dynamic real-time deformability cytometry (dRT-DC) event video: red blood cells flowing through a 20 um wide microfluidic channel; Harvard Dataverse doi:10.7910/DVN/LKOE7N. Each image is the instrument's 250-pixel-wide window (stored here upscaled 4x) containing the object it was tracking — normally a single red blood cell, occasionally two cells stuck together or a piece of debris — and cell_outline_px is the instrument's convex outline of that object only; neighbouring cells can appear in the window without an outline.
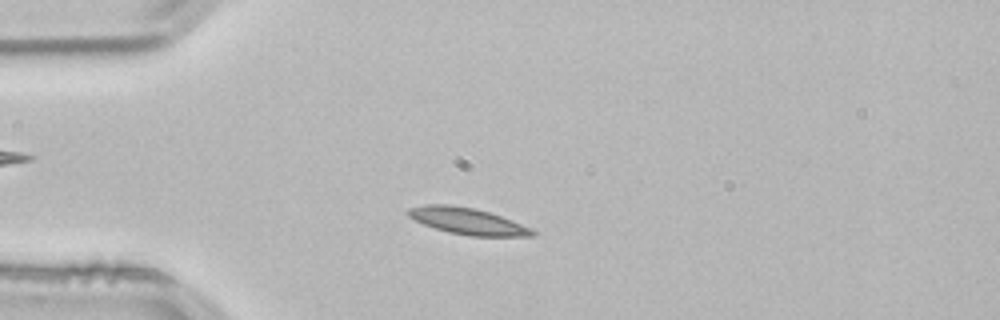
{"species": "common noctule bat (a hibernating species)", "species_latin": "Nyctalus noctula", "temperature_condition": "room temperature", "stored_images_in_passage": 49, "camera_frame_rate_fps": 3000, "um_per_image_px": 0.085, "animal": {"sex": "male", "body_mass_g": 21.5, "forearm_length_mm": 52.0}, "frame": {"image": 1, "passage_image": 9, "time_ms": 2.667, "image_size_px": [1000, 320], "cell_outline_px": [[536, 236], [468, 236], [448, 232], [424, 224], [408, 216], [404, 212], [408, 208], [424, 204], [452, 204], [472, 208], [488, 212], [500, 216], [532, 228], [536, 232]], "centroid_in_image_um": [39.71, 18.79], "position_along_channel_um": 45.3, "area_um2": 19.19}}
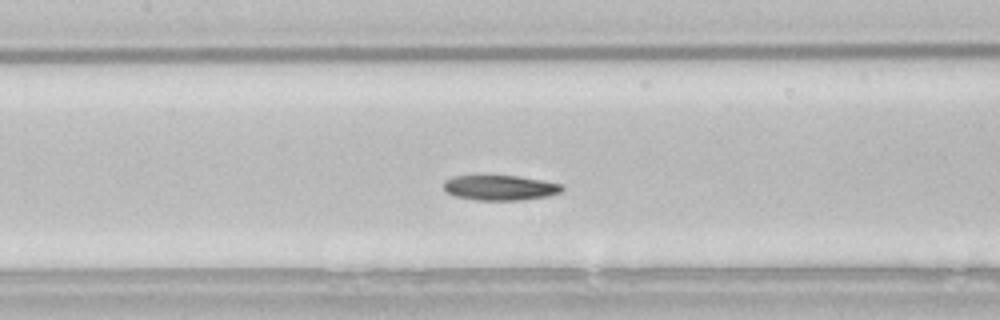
{"frame": {"image": 2, "passage_image": 20, "time_ms": 6.333, "image_size_px": [1000, 320], "cell_outline_px": [[564, 188], [560, 192], [548, 196], [520, 200], [476, 200], [456, 196], [448, 192], [444, 188], [444, 180], [452, 176], [516, 176], [544, 180], [564, 184]], "centroid_in_image_um": [42.54, 15.95], "position_along_channel_um": 164.9, "area_um2": 17.28}}
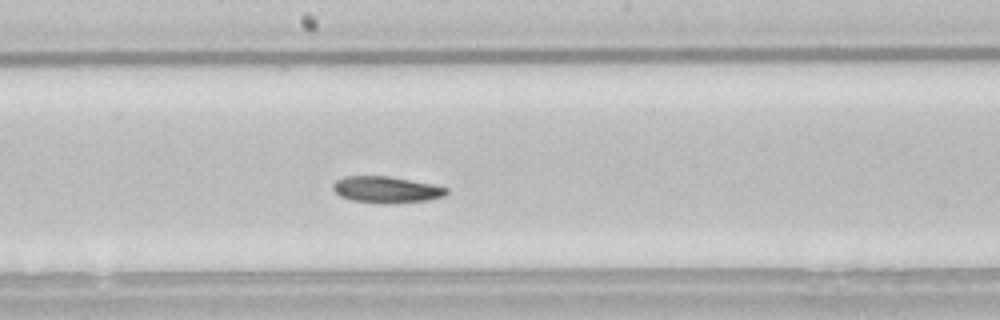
{"frame": {"image": 3, "passage_image": 24, "time_ms": 7.667, "image_size_px": [1000, 320], "cell_outline_px": [[448, 192], [444, 196], [428, 200], [392, 204], [384, 204], [352, 200], [340, 196], [332, 188], [332, 184], [336, 180], [344, 176], [392, 176], [436, 184], [448, 188]], "centroid_in_image_um": [32.87, 16.11], "position_along_channel_um": 215.3, "area_um2": 17.86}, "authors_computed_cell_mechanics": {"area_um2": 18.0336, "velocity_mm_per_s": 3.7886, "shape_relaxation_time_tau1_ms": 9.3214, "shape_relaxation_time_tau2_ms": null, "deformation_change_tau1": 0.1625, "deformation_change_tau2": null}}